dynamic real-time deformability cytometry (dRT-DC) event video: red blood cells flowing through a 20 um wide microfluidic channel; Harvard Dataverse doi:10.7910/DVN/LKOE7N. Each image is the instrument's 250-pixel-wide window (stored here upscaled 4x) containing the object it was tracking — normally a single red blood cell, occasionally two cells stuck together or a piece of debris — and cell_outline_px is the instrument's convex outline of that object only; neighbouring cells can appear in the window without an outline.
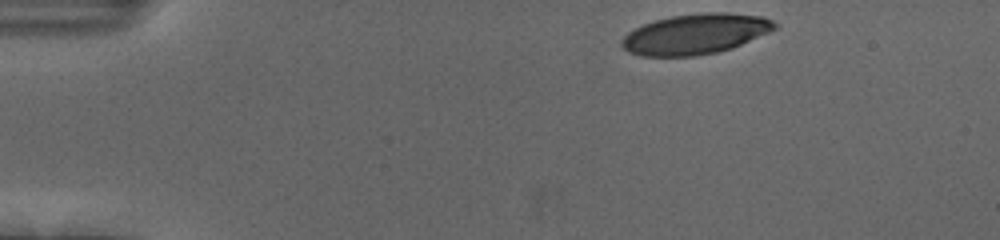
{"species": "human", "species_latin": "Homo sapiens", "temperature_condition": "cold", "stored_images_in_passage": 40, "camera_frame_rate_fps": 3000, "um_per_image_px": 0.085, "donor": {"sex": "female"}, "frame": {"image": 1, "passage_image": 1, "time_ms": 0.0, "image_size_px": [1000, 240], "cell_outline_px": [[780, 24], [776, 28], [768, 32], [732, 48], [716, 52], [696, 56], [640, 56], [628, 52], [620, 44], [620, 40], [628, 32], [644, 24], [656, 20], [672, 16], [704, 12], [728, 12], [764, 16]], "centroid_in_image_um": [59.12, 2.88], "position_along_channel_um": 25.9, "area_um2": 36.01}}
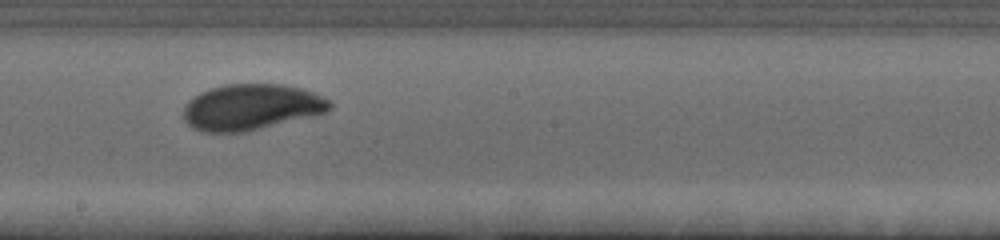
{"frame": {"image": 2, "passage_image": 24, "time_ms": 7.667, "image_size_px": [1000, 240], "cell_outline_px": [[332, 108], [328, 112], [316, 116], [244, 132], [204, 132], [192, 128], [184, 120], [184, 104], [188, 100], [200, 92], [224, 84], [284, 84], [300, 88], [312, 92], [328, 100], [332, 104]], "centroid_in_image_um": [21.36, 9.11], "position_along_channel_um": 226.8, "area_um2": 39.42}}
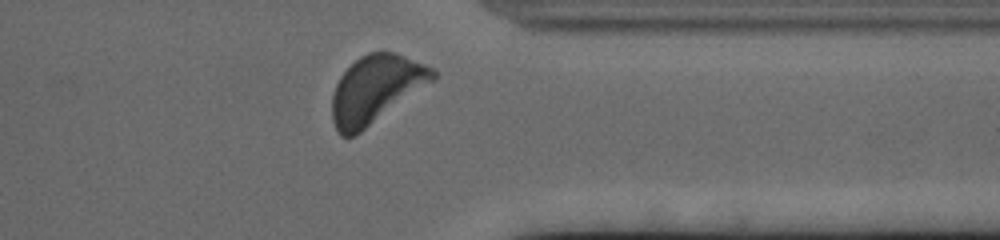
{"frame": {"image": 3, "passage_image": 37, "time_ms": 12.0, "image_size_px": [1000, 240], "cell_outline_px": [[436, 80], [356, 136], [340, 136], [332, 120], [332, 96], [336, 84], [340, 76], [360, 56], [368, 52], [392, 52], [404, 56], [432, 68], [436, 72]], "centroid_in_image_um": [31.95, 7.61], "position_along_channel_um": 379.4, "area_um2": 39.71}, "authors_computed_cell_mechanics": {"area_um2": 37.8879, "velocity_mm_per_s": 3.6211, "shape_relaxation_time_tau1_ms": 2.5809, "shape_relaxation_time_tau2_ms": null, "deformation_change_tau1": 0.1802, "deformation_change_tau2": null}}